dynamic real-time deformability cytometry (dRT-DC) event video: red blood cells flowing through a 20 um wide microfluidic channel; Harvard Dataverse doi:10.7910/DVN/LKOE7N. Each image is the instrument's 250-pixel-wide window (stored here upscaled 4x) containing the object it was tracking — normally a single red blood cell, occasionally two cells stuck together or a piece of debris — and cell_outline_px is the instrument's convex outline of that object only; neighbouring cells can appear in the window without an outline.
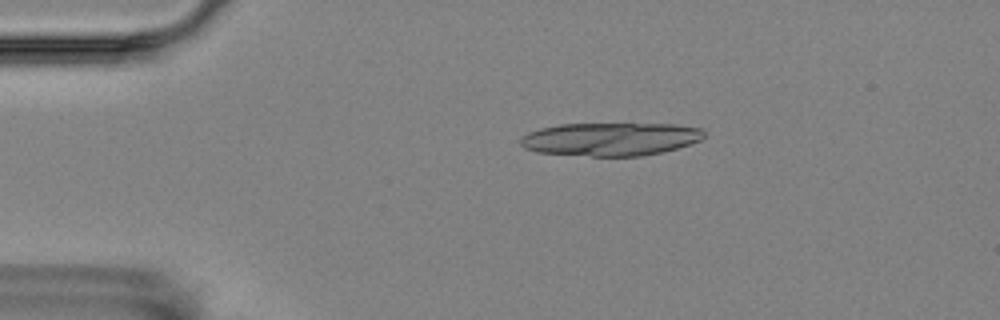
{"species": "Egyptian fruit bat (a non-hibernating species)", "species_latin": "Rousettus aegyptiacus", "temperature_condition": "room temperature", "stored_images_in_passage": 15, "camera_frame_rate_fps": 3000, "um_per_image_px": 0.085, "animal": {"sex": "female"}, "frame": {"image": 1, "passage_image": 3, "time_ms": 2.0, "image_size_px": [1000, 320], "cell_outline_px": [[704, 136], [700, 140], [664, 152], [640, 156], [592, 156], [536, 152], [524, 148], [520, 144], [520, 140], [528, 132], [540, 128], [560, 124], [676, 124], [700, 128], [704, 132]], "centroid_in_image_um": [51.88, 11.82], "position_along_channel_um": 33.1, "area_um2": 35.43}}
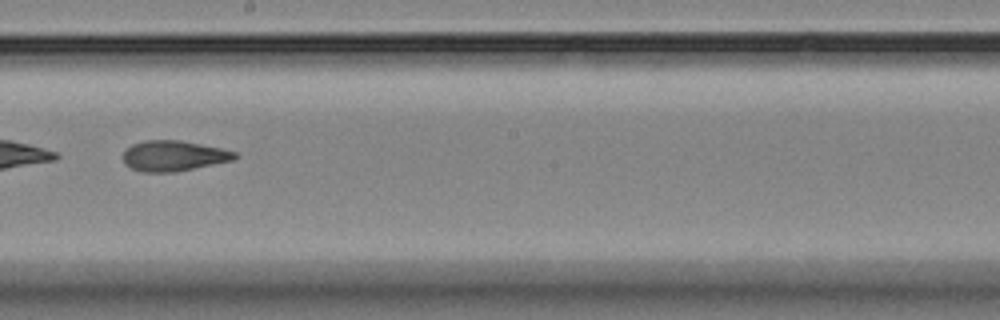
{"frame": {"image": 2, "passage_image": 9, "time_ms": 9.0, "image_size_px": [1000, 320], "cell_outline_px": [[240, 156], [232, 160], [176, 172], [140, 172], [124, 164], [124, 152], [132, 144], [144, 140], [180, 140], [220, 148], [236, 152]], "centroid_in_image_um": [14.75, 13.25], "position_along_channel_um": 233.4, "area_um2": 19.77}}
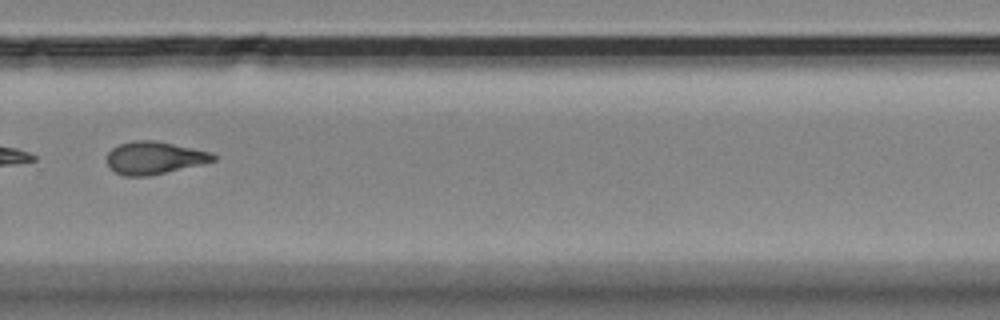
{"frame": {"image": 3, "passage_image": 11, "time_ms": 11.333, "image_size_px": [1000, 320], "cell_outline_px": [[216, 160], [200, 164], [148, 176], [124, 176], [108, 168], [108, 152], [112, 148], [120, 144], [132, 140], [156, 140], [212, 152], [216, 156]], "centroid_in_image_um": [13.1, 13.4], "position_along_channel_um": 316.7, "area_um2": 20.11}, "authors_computed_cell_mechanics": {"area_um2": 20.4612, "velocity_mm_per_s": 3.5811, "shape_relaxation_time_tau1_ms": 5.5403, "shape_relaxation_time_tau2_ms": 1.6458, "deformation_change_tau1": 0.1344, "deformation_change_tau2": 0.0829}}